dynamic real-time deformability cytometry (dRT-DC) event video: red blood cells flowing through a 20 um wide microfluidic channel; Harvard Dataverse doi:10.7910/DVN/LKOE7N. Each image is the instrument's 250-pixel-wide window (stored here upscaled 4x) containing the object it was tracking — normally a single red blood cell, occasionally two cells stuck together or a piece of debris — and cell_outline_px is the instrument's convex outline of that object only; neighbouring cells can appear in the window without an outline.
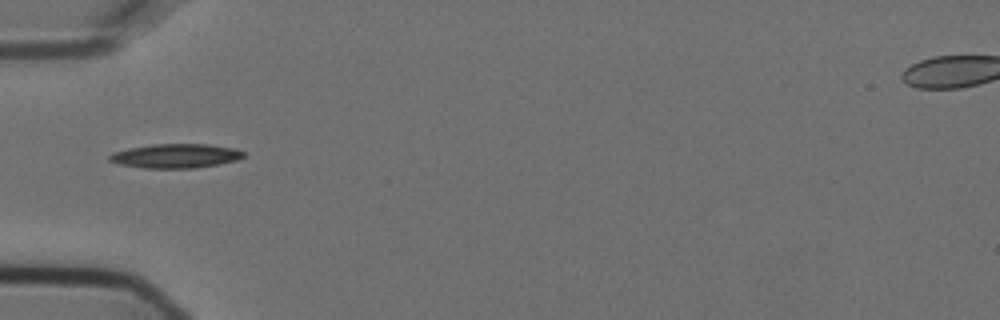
{"species": "Egyptian fruit bat (a non-hibernating species)", "species_latin": "Rousettus aegyptiacus", "temperature_condition": "cold", "stored_images_in_passage": 3, "camera_frame_rate_fps": 3000, "um_per_image_px": 0.085, "animal": {"sex": "female"}, "frame": {"image": 1, "passage_image": 1, "time_ms": 0.0, "image_size_px": [1000, 320], "cell_outline_px": [[244, 156], [236, 160], [196, 168], [144, 168], [120, 164], [108, 160], [108, 156], [112, 152], [128, 148], [152, 144], [208, 144], [236, 148], [244, 152]], "centroid_in_image_um": [14.9, 13.24], "position_along_channel_um": 70.1, "area_um2": 18.9}}
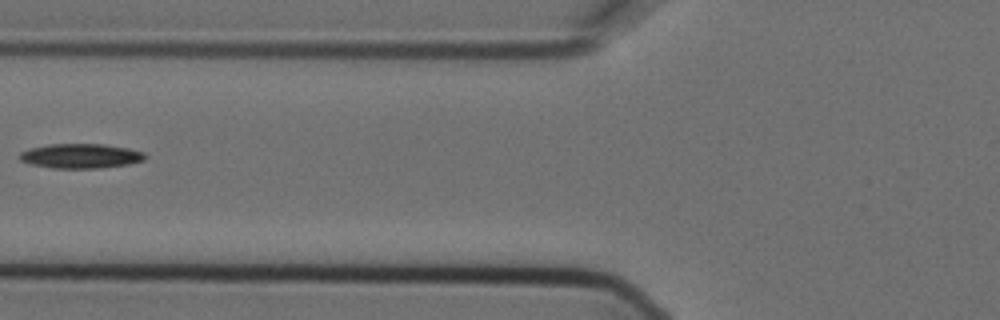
{"frame": {"image": 2, "passage_image": 2, "time_ms": 0.333, "image_size_px": [1000, 320], "cell_outline_px": [[148, 156], [144, 160], [128, 164], [100, 168], [52, 168], [32, 164], [20, 160], [20, 152], [28, 148], [48, 144], [104, 144], [128, 148], [144, 152]], "centroid_in_image_um": [6.87, 13.25], "position_along_channel_um": 118.9, "area_um2": 18.03}}
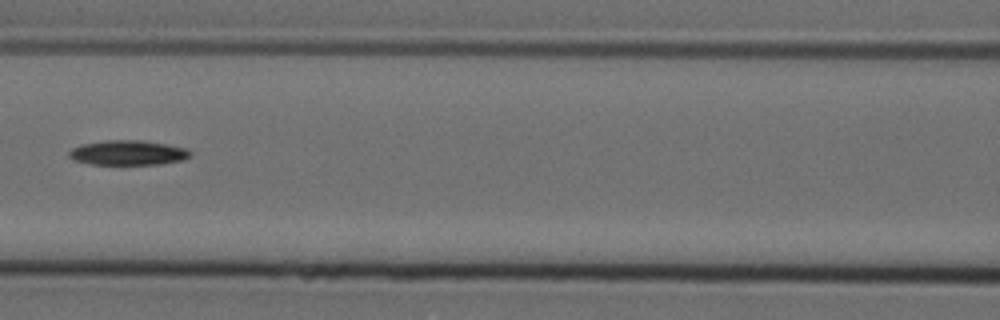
{"frame": {"image": 3, "passage_image": 3, "time_ms": 0.667, "image_size_px": [1000, 320], "cell_outline_px": [[192, 152], [184, 160], [160, 164], [92, 164], [72, 160], [68, 156], [68, 152], [72, 148], [80, 144], [104, 140], [140, 140], [188, 148]], "centroid_in_image_um": [10.84, 12.98], "position_along_channel_um": 155.8, "area_um2": 17.57}}